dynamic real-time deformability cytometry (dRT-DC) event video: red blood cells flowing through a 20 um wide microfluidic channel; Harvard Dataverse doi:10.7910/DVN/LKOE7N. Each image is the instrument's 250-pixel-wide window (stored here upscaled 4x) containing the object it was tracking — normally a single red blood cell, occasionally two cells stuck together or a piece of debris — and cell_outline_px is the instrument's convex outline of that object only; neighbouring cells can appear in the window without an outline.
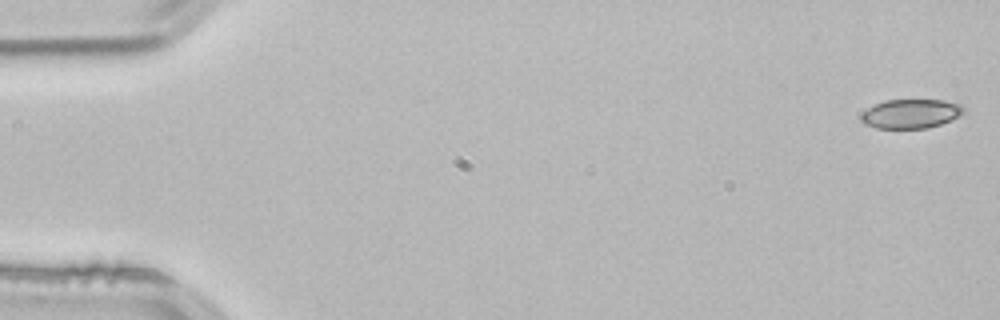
{"species": "common noctule bat (a hibernating species)", "species_latin": "Nyctalus noctula", "temperature_condition": "room temperature", "stored_images_in_passage": 3, "camera_frame_rate_fps": 3000, "um_per_image_px": 0.085, "animal": {"sex": "male", "body_mass_g": 21.5, "forearm_length_mm": 52.0}, "frame": {"image": 1, "passage_image": 1, "time_ms": 0.0, "image_size_px": [1000, 320], "cell_outline_px": [[968, 112], [940, 124], [928, 128], [876, 128], [864, 124], [860, 120], [860, 112], [884, 100], [944, 100], [960, 104]], "centroid_in_image_um": [77.41, 9.66], "position_along_channel_um": 7.6, "area_um2": 17.57}}
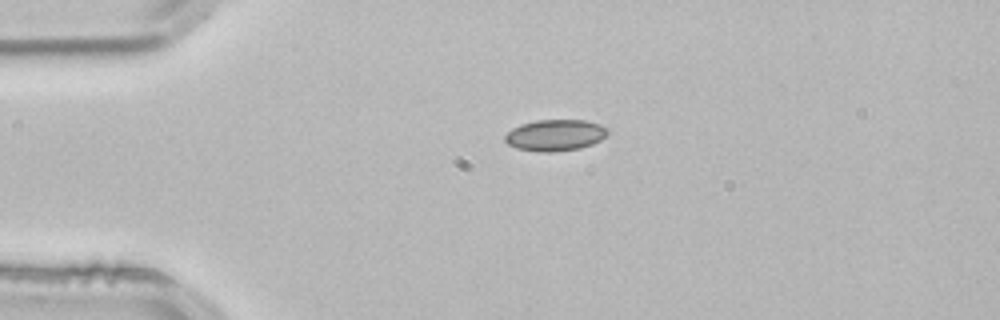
{"frame": {"image": 2, "passage_image": 3, "time_ms": 0.667, "image_size_px": [1000, 320], "cell_outline_px": [[608, 132], [600, 140], [592, 144], [580, 148], [552, 152], [536, 152], [516, 148], [508, 144], [504, 140], [504, 136], [512, 128], [520, 124], [536, 120], [584, 120], [600, 124], [608, 128]], "centroid_in_image_um": [47.16, 11.49], "position_along_channel_um": 37.8, "area_um2": 18.84}}